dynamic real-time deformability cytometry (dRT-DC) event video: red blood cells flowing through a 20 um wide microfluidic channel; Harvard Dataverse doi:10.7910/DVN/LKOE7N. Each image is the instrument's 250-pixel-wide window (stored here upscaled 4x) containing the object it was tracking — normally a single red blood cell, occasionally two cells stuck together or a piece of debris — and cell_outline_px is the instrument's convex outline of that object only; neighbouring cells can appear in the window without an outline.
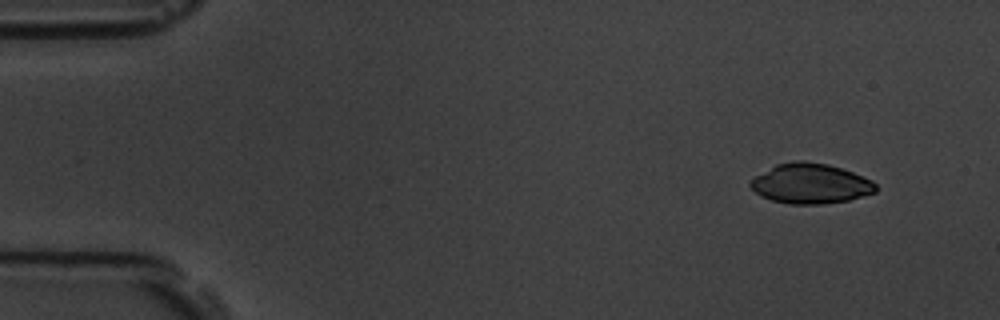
{"species": "common noctule bat (a hibernating species)", "species_latin": "Nyctalus noctula", "temperature_condition": "room temperature", "stored_images_in_passage": 54, "camera_frame_rate_fps": 3000, "um_per_image_px": 0.085, "animal": {"sex": "male", "body_mass_g": 19.5, "forearm_length_mm": 54.6}, "frame": {"image": 1, "passage_image": 1, "time_ms": 0.0, "image_size_px": [1000, 320], "cell_outline_px": [[876, 192], [848, 200], [820, 204], [788, 204], [772, 200], [760, 196], [748, 184], [756, 176], [776, 164], [792, 160], [804, 160], [828, 164], [852, 172], [872, 180], [876, 184]], "centroid_in_image_um": [68.88, 15.6], "position_along_channel_um": 16.1, "area_um2": 29.19}}
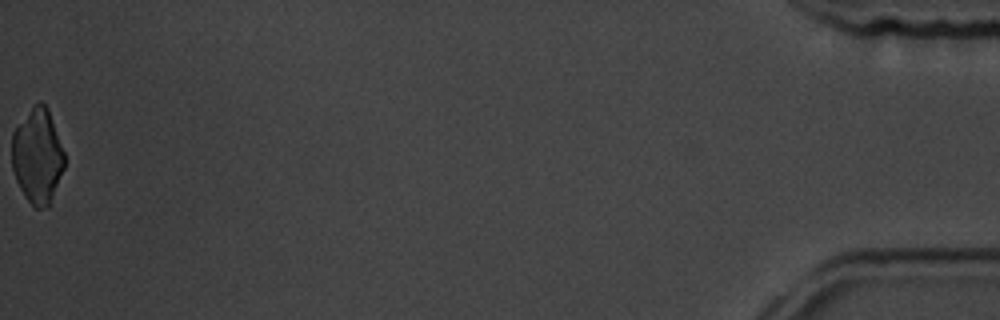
{"frame": {"image": 2, "passage_image": 54, "time_ms": 17.667, "image_size_px": [1000, 320], "cell_outline_px": [[64, 168], [48, 208], [36, 208], [24, 196], [16, 180], [12, 168], [12, 132], [32, 104], [40, 100], [48, 108], [64, 152]], "centroid_in_image_um": [3.17, 13.23], "position_along_channel_um": 432.0, "area_um2": 29.19}}